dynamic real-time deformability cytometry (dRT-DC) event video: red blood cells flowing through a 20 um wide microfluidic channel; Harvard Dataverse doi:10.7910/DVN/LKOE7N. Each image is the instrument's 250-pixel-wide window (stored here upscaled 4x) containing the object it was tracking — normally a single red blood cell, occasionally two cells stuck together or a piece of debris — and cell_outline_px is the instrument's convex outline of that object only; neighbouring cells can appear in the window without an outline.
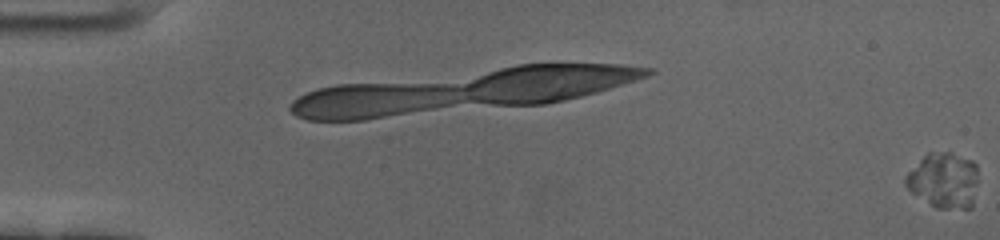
{"species": "human", "species_latin": "Homo sapiens", "temperature_condition": "cold", "stored_images_in_passage": 13, "camera_frame_rate_fps": 3000, "um_per_image_px": 0.085, "donor": {"sex": "female"}, "frame": {"image": 1, "passage_image": 13, "time_ms": 4.0, "image_size_px": [1000, 240], "cell_outline_px": [[976, 184], [972, 208], [936, 208], [912, 192], [904, 184], [904, 180], [908, 172], [928, 152], [952, 152], [972, 160], [976, 164]], "centroid_in_image_um": [80.22, 15.31], "position_along_channel_um": 4.8, "area_um2": 23.24}}